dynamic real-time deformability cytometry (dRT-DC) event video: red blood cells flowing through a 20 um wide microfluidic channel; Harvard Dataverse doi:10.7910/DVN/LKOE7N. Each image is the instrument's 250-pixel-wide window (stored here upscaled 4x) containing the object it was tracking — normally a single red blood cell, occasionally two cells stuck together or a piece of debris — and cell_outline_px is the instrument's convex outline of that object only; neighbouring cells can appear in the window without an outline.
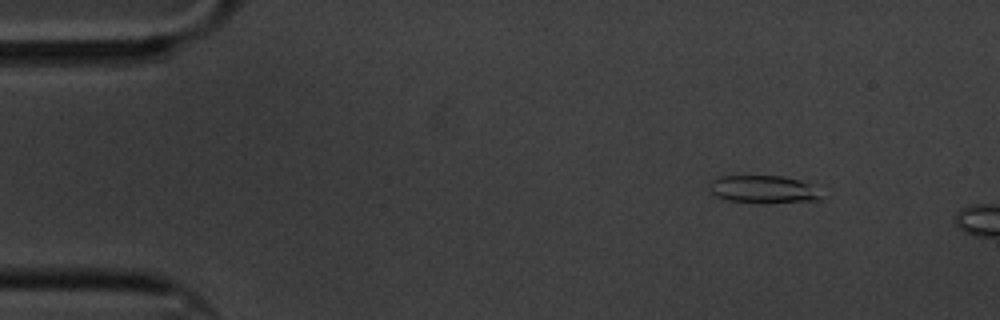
{"species": "common noctule bat (a hibernating species)", "species_latin": "Nyctalus noctula", "temperature_condition": "cold", "stored_images_in_passage": 7, "camera_frame_rate_fps": 3000, "um_per_image_px": 0.085, "animal": {"sex": "male", "body_mass_g": 20.1, "forearm_length_mm": 53.5}, "frame": {"image": 1, "passage_image": 2, "time_ms": 0.333, "image_size_px": [1000, 320], "cell_outline_px": [[820, 200], [760, 204], [724, 200], [708, 192], [708, 184], [712, 180], [720, 176], [784, 176], [800, 180], [808, 184], [820, 196]], "centroid_in_image_um": [64.76, 16.11], "position_along_channel_um": 20.2, "area_um2": 18.26}}